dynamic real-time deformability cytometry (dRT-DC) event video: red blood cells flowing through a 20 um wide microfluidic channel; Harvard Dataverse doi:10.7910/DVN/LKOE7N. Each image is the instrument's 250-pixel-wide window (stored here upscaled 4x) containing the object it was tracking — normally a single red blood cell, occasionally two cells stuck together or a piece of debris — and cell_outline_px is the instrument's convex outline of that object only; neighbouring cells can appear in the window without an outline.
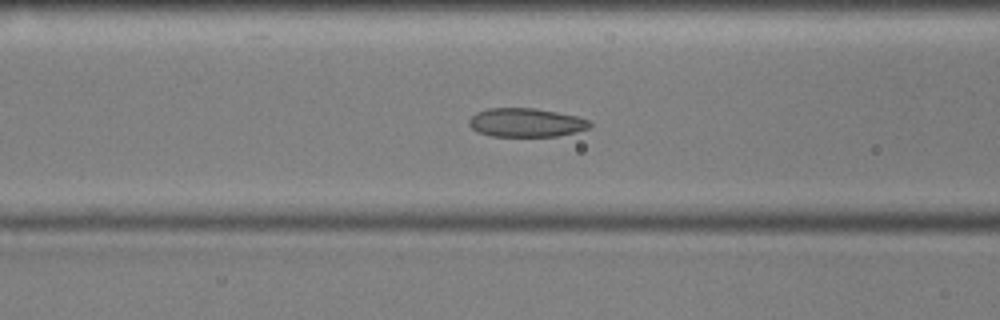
{"species": "common noctule bat (a hibernating species)", "species_latin": "Nyctalus noctula", "temperature_condition": "cold", "stored_images_in_passage": 48, "camera_frame_rate_fps": 3000, "um_per_image_px": 0.085, "animal": {"sex": "male", "body_mass_g": 17.9, "forearm_length_mm": 54.2}, "frame": {"image": 1, "passage_image": 14, "time_ms": 4.333, "image_size_px": [1000, 320], "cell_outline_px": [[592, 124], [588, 128], [576, 132], [556, 136], [492, 136], [476, 132], [468, 124], [468, 120], [476, 112], [488, 108], [536, 108], [576, 116], [588, 120]], "centroid_in_image_um": [44.67, 10.42], "position_along_channel_um": 121.9, "area_um2": 20.23}}
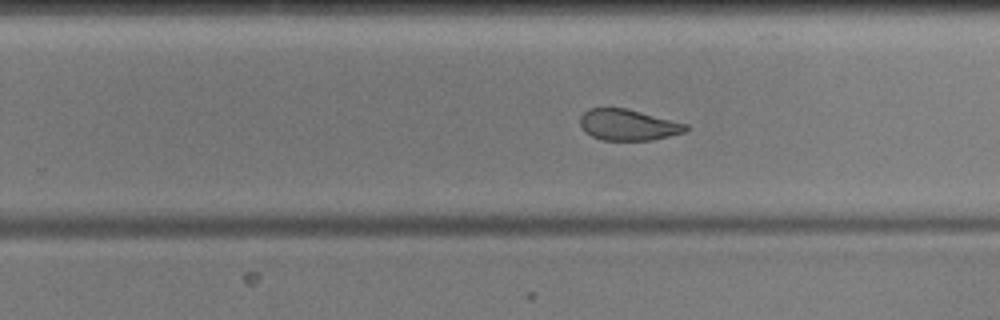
{"frame": {"image": 2, "passage_image": 27, "time_ms": 8.667, "image_size_px": [1000, 320], "cell_outline_px": [[688, 128], [684, 132], [652, 140], [600, 140], [584, 132], [580, 124], [580, 116], [588, 108], [628, 108], [688, 124]], "centroid_in_image_um": [53.37, 10.61], "position_along_channel_um": 276.4, "area_um2": 19.25}}
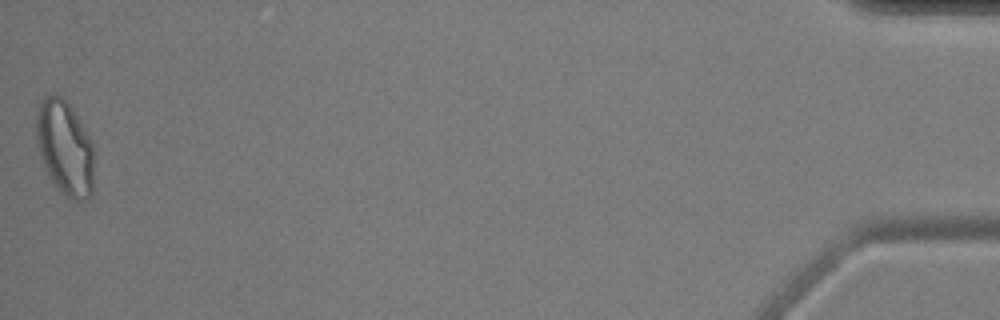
{"frame": {"image": 3, "passage_image": 48, "time_ms": 15.667, "image_size_px": [1000, 320], "cell_outline_px": [[92, 196], [88, 200], [68, 200], [64, 196], [48, 176], [40, 156], [36, 144], [36, 112], [40, 100], [44, 96], [60, 96], [72, 108], [84, 128], [92, 144]], "centroid_in_image_um": [5.48, 12.6], "position_along_channel_um": 429.7, "area_um2": 31.85}, "authors_computed_cell_mechanics": {"area_um2": 21.7617, "velocity_mm_per_s": 3.5768, "shape_relaxation_time_tau1_ms": null, "shape_relaxation_time_tau2_ms": 1.9017, "deformation_change_tau1": null, "deformation_change_tau2": 0.0845}}